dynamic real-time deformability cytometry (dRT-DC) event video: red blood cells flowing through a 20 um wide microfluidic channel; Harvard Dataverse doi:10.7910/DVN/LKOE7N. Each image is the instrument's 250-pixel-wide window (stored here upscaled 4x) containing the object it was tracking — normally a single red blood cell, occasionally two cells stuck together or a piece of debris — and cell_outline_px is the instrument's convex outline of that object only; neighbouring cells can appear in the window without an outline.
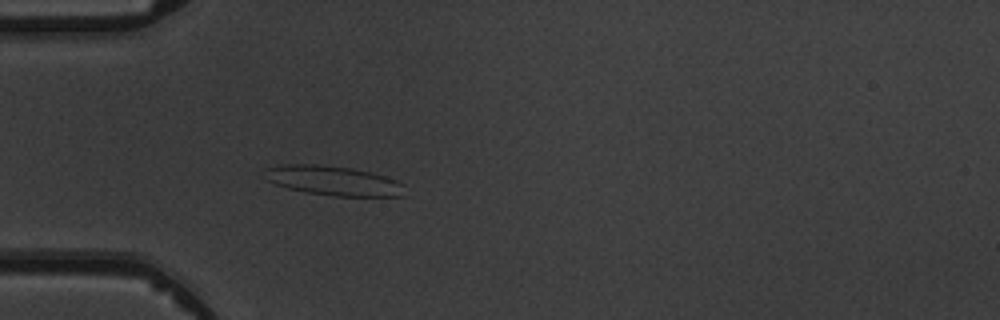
{"species": "common noctule bat (a hibernating species)", "species_latin": "Nyctalus noctula", "temperature_condition": "warm", "stored_images_in_passage": 4, "camera_frame_rate_fps": 3000, "um_per_image_px": 0.085, "animal": {"sex": "male", "body_mass_g": 19.5, "forearm_length_mm": 54.6}, "frame": {"image": 1, "passage_image": 4, "time_ms": 3.667, "image_size_px": [1000, 320], "cell_outline_px": [[404, 196], [332, 196], [308, 192], [288, 188], [276, 184], [268, 180], [268, 168], [284, 164], [316, 164], [352, 168], [372, 172], [396, 180], [404, 184]], "centroid_in_image_um": [28.42, 15.36], "position_along_channel_um": 56.6, "area_um2": 23.81}}